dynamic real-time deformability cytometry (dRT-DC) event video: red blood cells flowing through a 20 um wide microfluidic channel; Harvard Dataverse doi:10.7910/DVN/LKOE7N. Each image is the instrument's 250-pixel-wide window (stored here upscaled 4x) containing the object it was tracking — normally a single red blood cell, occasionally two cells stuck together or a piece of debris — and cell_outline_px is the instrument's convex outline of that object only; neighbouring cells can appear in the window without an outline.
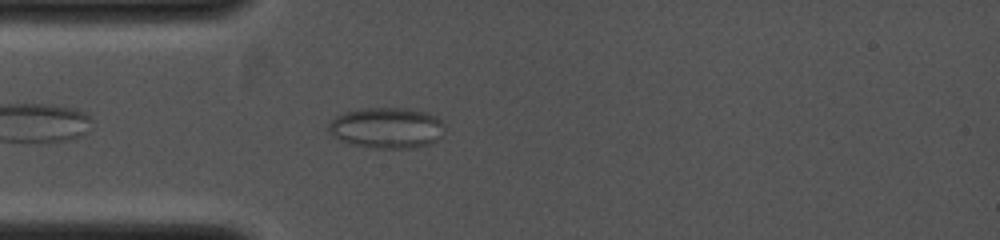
{"species": "common noctule bat (a hibernating species)", "species_latin": "Nyctalus noctula", "temperature_condition": "cold", "stored_images_in_passage": 36, "camera_frame_rate_fps": 4000, "um_per_image_px": 0.085, "animal": {"sex": "female", "body_mass_g": 19.0, "forearm_length_mm": 53.3}, "frame": {"image": 1, "passage_image": 4, "time_ms": 0.75, "image_size_px": [1000, 240], "cell_outline_px": [[444, 128], [440, 136], [436, 140], [428, 144], [412, 148], [376, 148], [352, 144], [340, 140], [332, 136], [328, 132], [328, 124], [336, 116], [344, 112], [360, 108], [408, 108], [428, 112], [436, 116], [444, 124]], "centroid_in_image_um": [32.85, 10.85], "position_along_channel_um": 52.1, "area_um2": 27.74}}
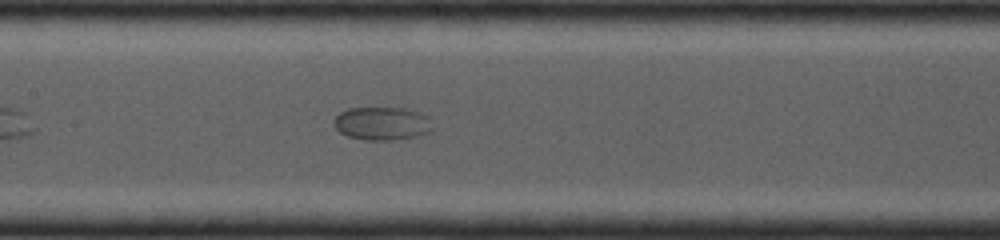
{"frame": {"image": 2, "passage_image": 13, "time_ms": 3.0, "image_size_px": [1000, 240], "cell_outline_px": [[432, 128], [428, 132], [416, 136], [388, 140], [364, 140], [348, 136], [340, 132], [332, 124], [332, 120], [340, 112], [348, 108], [404, 108], [420, 112], [428, 116]], "centroid_in_image_um": [32.43, 10.49], "position_along_channel_um": 175.0, "area_um2": 19.07}}
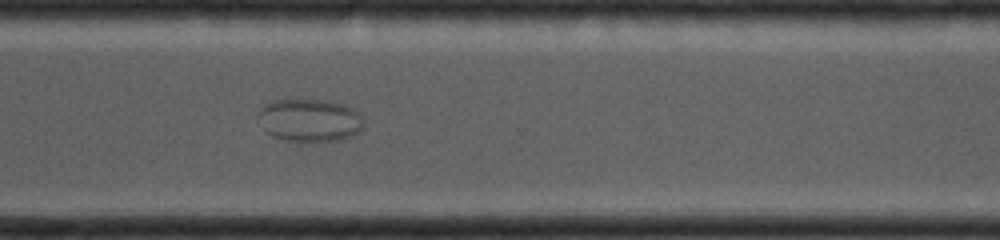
{"frame": {"image": 3, "passage_image": 25, "time_ms": 6.0, "image_size_px": [1000, 240], "cell_outline_px": [[364, 120], [360, 128], [352, 136], [336, 140], [288, 140], [272, 136], [268, 132], [256, 116], [256, 112], [264, 104], [272, 100], [304, 96], [344, 104], [352, 108]], "centroid_in_image_um": [26.25, 10.14], "position_along_channel_um": 344.4, "area_um2": 26.59}}